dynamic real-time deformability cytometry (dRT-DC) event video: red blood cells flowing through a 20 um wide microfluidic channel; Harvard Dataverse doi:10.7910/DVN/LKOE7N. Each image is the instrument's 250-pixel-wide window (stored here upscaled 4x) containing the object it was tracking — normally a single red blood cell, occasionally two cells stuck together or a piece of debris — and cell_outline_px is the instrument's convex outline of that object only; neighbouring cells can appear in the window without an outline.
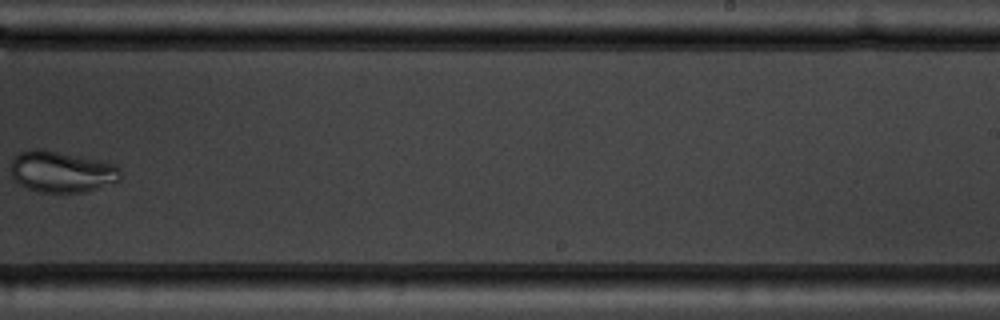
{"species": "common noctule bat (a hibernating species)", "species_latin": "Nyctalus noctula", "temperature_condition": "warm", "stored_images_in_passage": 9, "camera_frame_rate_fps": 3000, "um_per_image_px": 0.085, "animal": {"sex": "male", "body_mass_g": 19.5, "forearm_length_mm": 54.6}, "frame": {"image": 1, "passage_image": 9, "time_ms": 9.333, "image_size_px": [1000, 320], "cell_outline_px": [[120, 180], [84, 192], [40, 192], [28, 188], [20, 184], [12, 176], [12, 160], [20, 152], [32, 148], [40, 148], [100, 160], [116, 164], [120, 168]], "centroid_in_image_um": [5.25, 14.58], "position_along_channel_um": 283.8, "area_um2": 26.18}}